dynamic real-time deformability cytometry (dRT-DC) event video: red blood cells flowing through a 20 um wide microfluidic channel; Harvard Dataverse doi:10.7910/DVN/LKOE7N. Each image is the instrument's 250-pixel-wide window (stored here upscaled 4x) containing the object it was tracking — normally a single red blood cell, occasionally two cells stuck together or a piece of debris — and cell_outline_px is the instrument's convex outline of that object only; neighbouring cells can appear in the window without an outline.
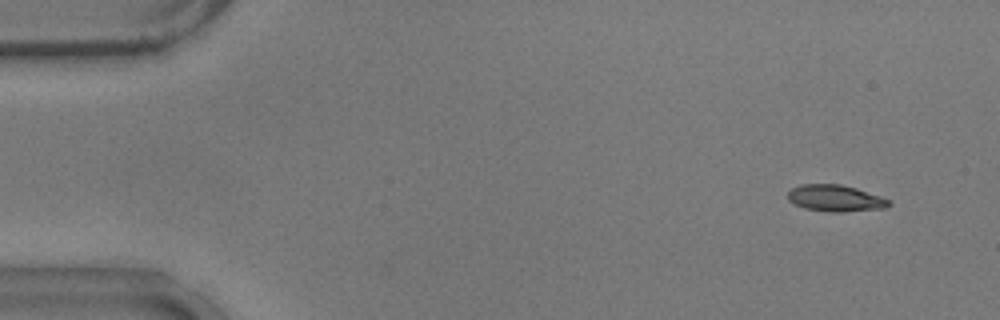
{"species": "common noctule bat (a hibernating species)", "species_latin": "Nyctalus noctula", "temperature_condition": "warm", "stored_images_in_passage": 45, "camera_frame_rate_fps": 3000, "um_per_image_px": 0.085, "animal": {"sex": "male", "body_mass_g": 17.9}, "frame": {"image": 1, "passage_image": 4, "time_ms": 1.0, "image_size_px": [1000, 320], "cell_outline_px": [[892, 204], [884, 208], [844, 212], [828, 212], [804, 208], [788, 200], [788, 192], [792, 188], [800, 184], [840, 184], [856, 188], [880, 196], [888, 200]], "centroid_in_image_um": [70.99, 16.85], "position_along_channel_um": 14.0, "area_um2": 15.61}}
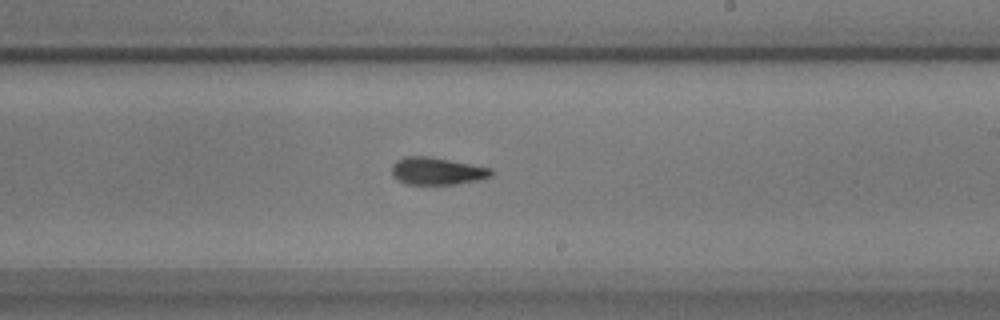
{"frame": {"image": 2, "passage_image": 32, "time_ms": 10.333, "image_size_px": [1000, 320], "cell_outline_px": [[492, 176], [476, 180], [456, 184], [408, 184], [392, 176], [392, 164], [396, 160], [408, 156], [428, 156], [492, 168]], "centroid_in_image_um": [37.13, 14.53], "position_along_channel_um": 251.9, "area_um2": 15.66}}
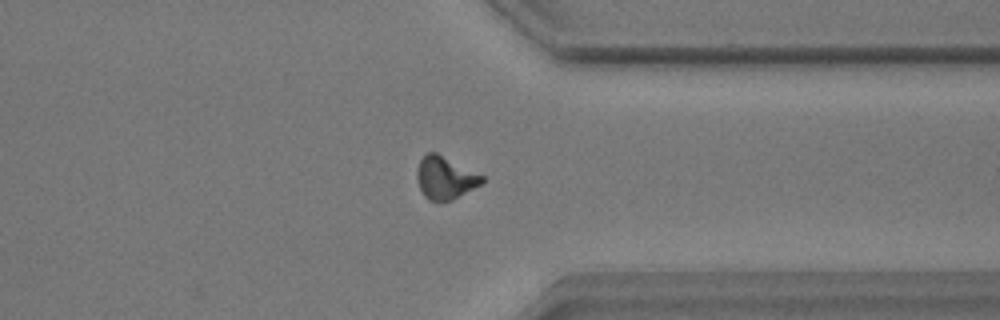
{"frame": {"image": 3, "passage_image": 42, "time_ms": 13.667, "image_size_px": [1000, 320], "cell_outline_px": [[484, 180], [480, 184], [452, 200], [428, 200], [424, 196], [420, 188], [416, 176], [416, 172], [420, 160], [428, 152], [436, 152], [484, 176]], "centroid_in_image_um": [37.82, 15.1], "position_along_channel_um": 373.6, "area_um2": 15.84}, "authors_computed_cell_mechanics": {"area_um2": 15.9528, "velocity_mm_per_s": 3.7376, "shape_relaxation_time_tau1_ms": 6.0653, "shape_relaxation_time_tau2_ms": 3.3984, "deformation_change_tau1": 0.1691, "deformation_change_tau2": 0.1157}}